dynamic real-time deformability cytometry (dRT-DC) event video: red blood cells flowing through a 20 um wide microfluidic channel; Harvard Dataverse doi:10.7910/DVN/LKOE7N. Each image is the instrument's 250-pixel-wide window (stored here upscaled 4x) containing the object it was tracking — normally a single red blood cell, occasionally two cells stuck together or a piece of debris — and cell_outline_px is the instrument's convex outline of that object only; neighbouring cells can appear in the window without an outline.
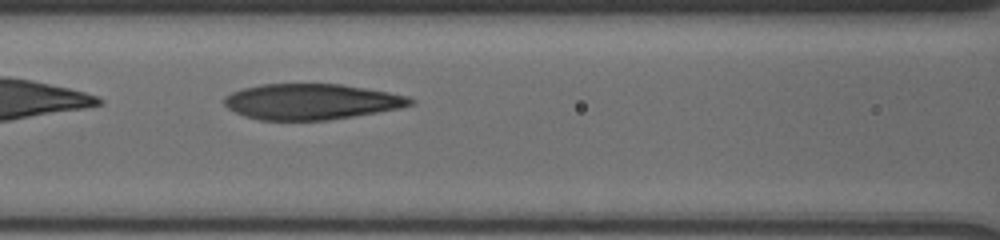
{"species": "human", "species_latin": "Homo sapiens", "temperature_condition": "cold", "stored_images_in_passage": 21, "camera_frame_rate_fps": 3000, "um_per_image_px": 0.085, "donor": {"sex": "male"}, "frame": {"image": 1, "passage_image": 6, "time_ms": 3.0, "image_size_px": [1000, 240], "cell_outline_px": [[416, 100], [412, 104], [400, 108], [328, 120], [260, 120], [244, 116], [228, 108], [224, 104], [224, 96], [232, 92], [244, 88], [260, 84], [340, 84], [388, 92], [408, 96]], "centroid_in_image_um": [26.44, 8.64], "position_along_channel_um": 140.2, "area_um2": 38.55}}
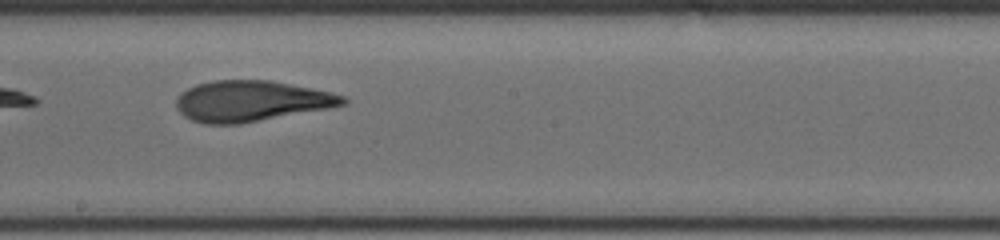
{"frame": {"image": 2, "passage_image": 10, "time_ms": 5.333, "image_size_px": [1000, 240], "cell_outline_px": [[348, 104], [328, 108], [240, 124], [204, 124], [192, 120], [184, 116], [176, 108], [176, 100], [180, 92], [196, 84], [216, 80], [268, 80], [332, 92], [344, 96], [348, 100]], "centroid_in_image_um": [21.33, 8.59], "position_along_channel_um": 226.9, "area_um2": 39.59}}
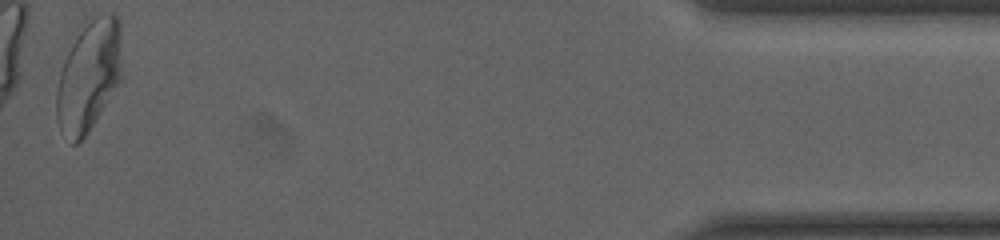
{"frame": {"image": 3, "passage_image": 21, "time_ms": 12.667, "image_size_px": [1000, 240], "cell_outline_px": [[124, 76], [88, 132], [76, 144], [72, 144], [60, 132], [56, 120], [56, 92], [60, 72], [64, 60], [76, 28], [84, 20], [104, 12], [112, 12], [116, 16], [120, 24]], "centroid_in_image_um": [7.56, 6.37], "position_along_channel_um": 427.6, "area_um2": 43.87}, "authors_computed_cell_mechanics": {"area_um2": 40.0554, "velocity_mm_per_s": 3.718, "shape_relaxation_time_tau1_ms": 5.0791, "shape_relaxation_time_tau2_ms": 1.6132, "deformation_change_tau1": 0.1706, "deformation_change_tau2": 0.0824}}